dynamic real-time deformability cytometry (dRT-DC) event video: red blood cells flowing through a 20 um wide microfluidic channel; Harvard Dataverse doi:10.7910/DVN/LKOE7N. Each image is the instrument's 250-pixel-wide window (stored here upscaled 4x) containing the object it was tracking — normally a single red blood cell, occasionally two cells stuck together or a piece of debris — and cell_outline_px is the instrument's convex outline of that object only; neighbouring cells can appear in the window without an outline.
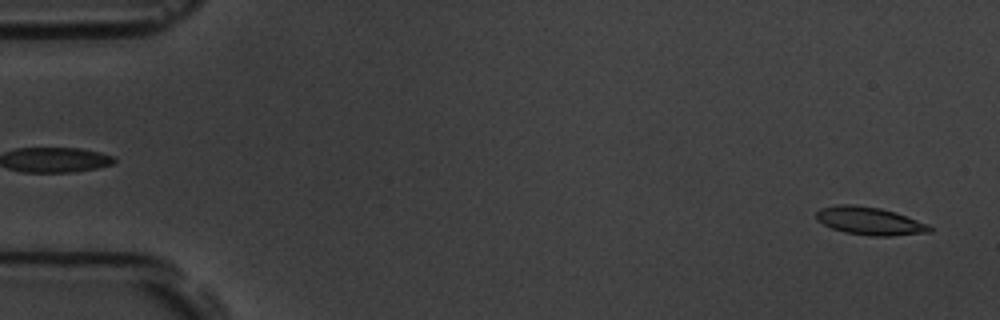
{"species": "common noctule bat (a hibernating species)", "species_latin": "Nyctalus noctula", "temperature_condition": "room temperature", "stored_images_in_passage": 55, "camera_frame_rate_fps": 3000, "um_per_image_px": 0.085, "animal": {"sex": "male", "body_mass_g": 19.5, "forearm_length_mm": 54.6}, "frame": {"image": 1, "passage_image": 2, "time_ms": 0.333, "image_size_px": [1000, 320], "cell_outline_px": [[932, 232], [892, 236], [872, 236], [844, 232], [832, 228], [816, 220], [816, 212], [820, 208], [836, 204], [856, 204], [880, 208], [896, 212], [928, 224], [932, 228]], "centroid_in_image_um": [73.91, 18.77], "position_along_channel_um": 11.1, "area_um2": 18.61}}
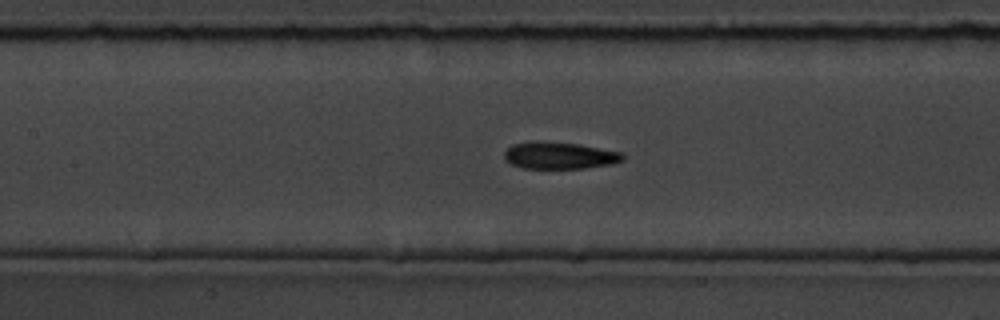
{"frame": {"image": 2, "passage_image": 25, "time_ms": 8.0, "image_size_px": [1000, 320], "cell_outline_px": [[624, 160], [612, 164], [584, 168], [524, 168], [512, 164], [504, 160], [504, 152], [512, 144], [536, 140], [580, 144], [620, 152], [624, 156]], "centroid_in_image_um": [47.53, 13.21], "position_along_channel_um": 159.9, "area_um2": 18.67}}
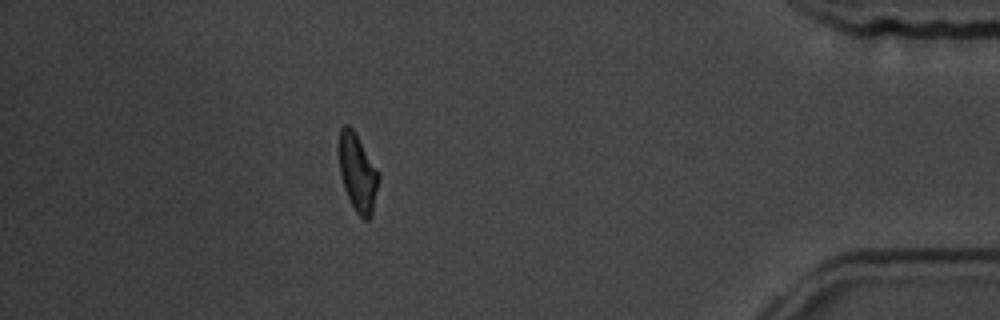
{"frame": {"image": 3, "passage_image": 49, "time_ms": 16.0, "image_size_px": [1000, 320], "cell_outline_px": [[380, 180], [372, 216], [368, 220], [364, 220], [356, 212], [344, 188], [340, 176], [340, 128], [344, 124], [348, 124], [356, 132], [380, 172]], "centroid_in_image_um": [30.45, 14.69], "position_along_channel_um": 404.8, "area_um2": 18.21}, "authors_computed_cell_mechanics": {"area_um2": 18.496, "velocity_mm_per_s": 3.6564, "shape_relaxation_time_tau1_ms": 3.7326, "shape_relaxation_time_tau2_ms": 3.5911, "deformation_change_tau1": 0.1402, "deformation_change_tau2": 0.1014}}